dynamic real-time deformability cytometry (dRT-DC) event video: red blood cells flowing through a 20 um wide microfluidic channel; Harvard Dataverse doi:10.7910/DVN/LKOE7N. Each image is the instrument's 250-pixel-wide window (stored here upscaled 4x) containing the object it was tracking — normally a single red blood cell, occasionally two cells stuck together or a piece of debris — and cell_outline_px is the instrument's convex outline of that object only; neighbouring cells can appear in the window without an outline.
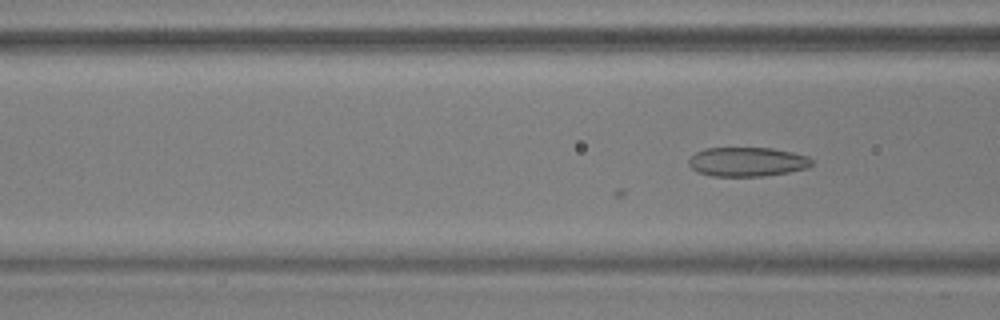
{"species": "common noctule bat (a hibernating species)", "species_latin": "Nyctalus noctula", "temperature_condition": "warm", "stored_images_in_passage": 24, "camera_frame_rate_fps": 3000, "um_per_image_px": 0.085, "animal": {"sex": "male", "body_mass_g": 17.9, "forearm_length_mm": 54.2}, "frame": {"image": 1, "passage_image": 4, "time_ms": 1.0, "image_size_px": [1000, 320], "cell_outline_px": [[812, 164], [808, 168], [788, 172], [760, 176], [712, 176], [696, 172], [688, 164], [688, 160], [696, 152], [704, 148], [772, 148], [792, 152], [808, 156], [812, 160]], "centroid_in_image_um": [63.49, 13.75], "position_along_channel_um": 103.1, "area_um2": 20.98}}
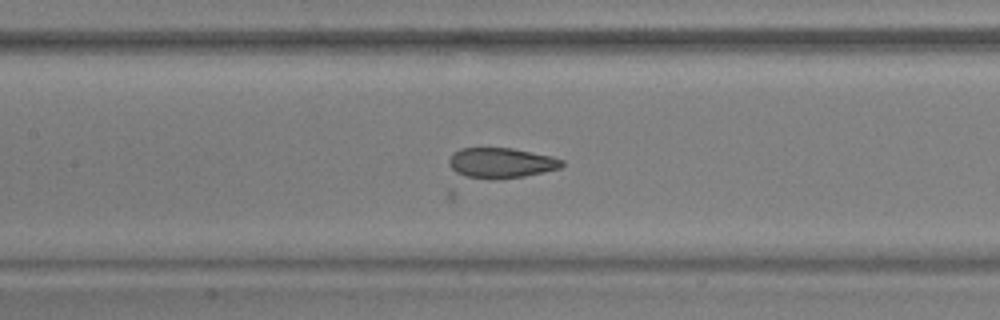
{"frame": {"image": 2, "passage_image": 9, "time_ms": 2.667, "image_size_px": [1000, 320], "cell_outline_px": [[564, 164], [560, 168], [452, 200], [448, 196], [448, 160], [452, 152], [460, 148], [512, 148], [552, 156], [564, 160]], "centroid_in_image_um": [41.96, 14.33], "position_along_channel_um": 165.4, "area_um2": 27.69}}
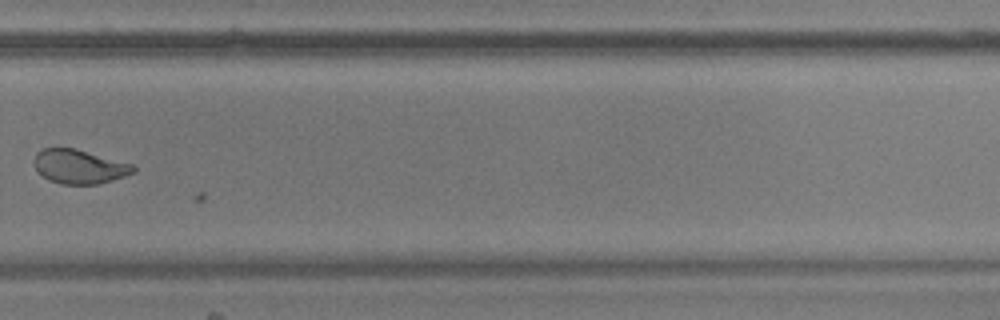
{"frame": {"image": 3, "passage_image": 22, "time_ms": 7.0, "image_size_px": [1000, 320], "cell_outline_px": [[136, 172], [112, 180], [96, 184], [60, 184], [48, 180], [36, 168], [32, 160], [36, 152], [44, 148], [76, 148], [132, 164], [136, 168]], "centroid_in_image_um": [6.73, 14.15], "position_along_channel_um": 323.1, "area_um2": 19.71}}